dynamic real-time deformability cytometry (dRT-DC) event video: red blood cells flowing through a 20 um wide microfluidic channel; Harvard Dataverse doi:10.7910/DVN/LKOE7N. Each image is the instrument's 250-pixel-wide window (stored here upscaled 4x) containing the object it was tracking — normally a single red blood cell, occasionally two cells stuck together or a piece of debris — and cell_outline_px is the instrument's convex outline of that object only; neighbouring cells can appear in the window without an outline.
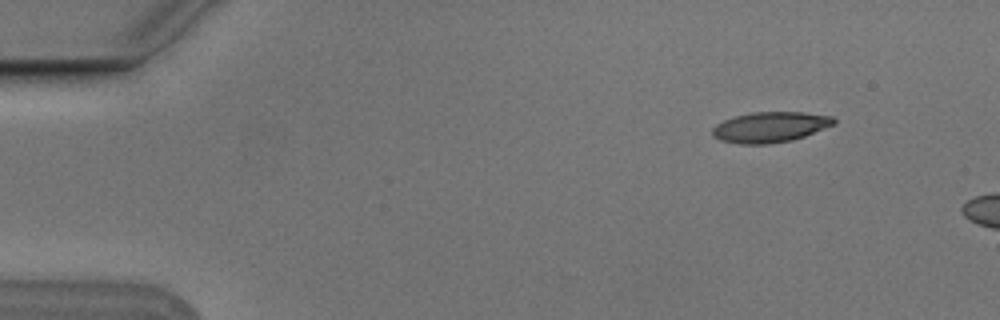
{"species": "Egyptian fruit bat (a non-hibernating species)", "species_latin": "Rousettus aegyptiacus", "temperature_condition": "cold", "stored_images_in_passage": 4, "camera_frame_rate_fps": 3000, "um_per_image_px": 0.085, "animal": {"sex": "male"}, "frame": {"image": 1, "passage_image": 2, "time_ms": 0.333, "image_size_px": [1000, 320], "cell_outline_px": [[836, 124], [804, 136], [792, 140], [768, 144], [740, 144], [720, 140], [712, 136], [712, 128], [716, 124], [724, 120], [736, 116], [752, 112], [804, 112], [832, 116], [836, 120]], "centroid_in_image_um": [65.47, 10.8], "position_along_channel_um": 19.5, "area_um2": 21.62}}